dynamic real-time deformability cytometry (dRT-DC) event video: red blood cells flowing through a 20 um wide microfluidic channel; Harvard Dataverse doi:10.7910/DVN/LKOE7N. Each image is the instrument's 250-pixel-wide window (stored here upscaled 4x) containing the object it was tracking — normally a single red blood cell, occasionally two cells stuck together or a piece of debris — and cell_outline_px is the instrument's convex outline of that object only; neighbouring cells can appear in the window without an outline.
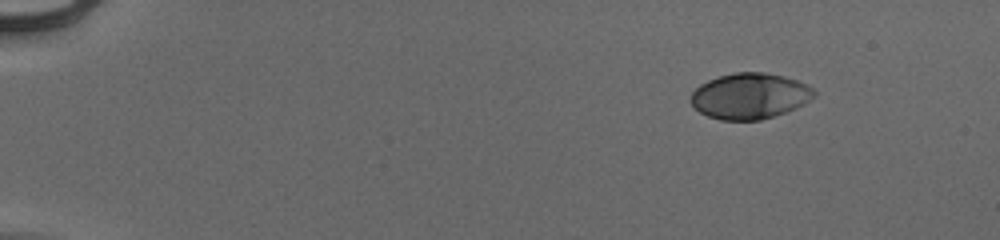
{"species": "human", "species_latin": "Homo sapiens", "temperature_condition": "cold", "stored_images_in_passage": 48, "camera_frame_rate_fps": 3000, "um_per_image_px": 0.085, "donor": {"sex": "male"}, "frame": {"image": 1, "passage_image": 1, "time_ms": 0.0, "image_size_px": [1000, 240], "cell_outline_px": [[816, 92], [808, 100], [796, 108], [760, 120], [720, 120], [708, 116], [700, 112], [688, 100], [692, 92], [700, 84], [708, 80], [732, 72], [764, 72], [784, 76], [808, 84]], "centroid_in_image_um": [63.69, 8.15], "position_along_channel_um": 21.3, "area_um2": 32.83}}
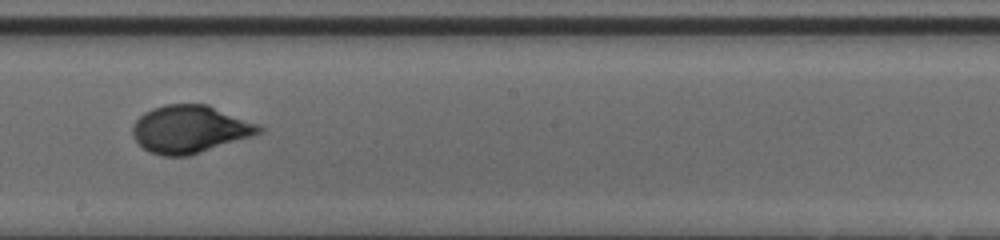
{"frame": {"image": 2, "passage_image": 27, "time_ms": 8.667, "image_size_px": [1000, 240], "cell_outline_px": [[264, 132], [256, 136], [188, 156], [164, 156], [152, 152], [144, 148], [132, 136], [132, 128], [136, 120], [144, 112], [152, 108], [164, 104], [208, 104], [260, 124], [264, 128]], "centroid_in_image_um": [16.21, 10.97], "position_along_channel_um": 232.0, "area_um2": 35.49}}
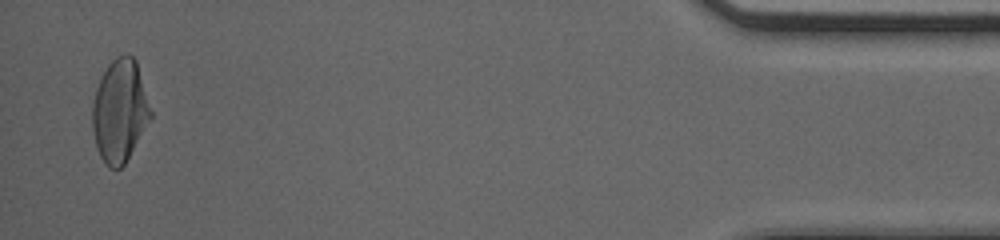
{"frame": {"image": 3, "passage_image": 47, "time_ms": 15.333, "image_size_px": [1000, 240], "cell_outline_px": [[152, 116], [124, 164], [120, 168], [108, 168], [100, 156], [96, 144], [92, 128], [92, 104], [96, 88], [108, 64], [116, 56], [124, 52], [128, 52], [136, 60], [152, 112]], "centroid_in_image_um": [10.17, 9.39], "position_along_channel_um": 425.0, "area_um2": 34.68}, "authors_computed_cell_mechanics": {"area_um2": 33.9286, "velocity_mm_per_s": 3.9482, "shape_relaxation_time_tau1_ms": 3.8194, "shape_relaxation_time_tau2_ms": null, "deformation_change_tau1": 0.1895, "deformation_change_tau2": null}}